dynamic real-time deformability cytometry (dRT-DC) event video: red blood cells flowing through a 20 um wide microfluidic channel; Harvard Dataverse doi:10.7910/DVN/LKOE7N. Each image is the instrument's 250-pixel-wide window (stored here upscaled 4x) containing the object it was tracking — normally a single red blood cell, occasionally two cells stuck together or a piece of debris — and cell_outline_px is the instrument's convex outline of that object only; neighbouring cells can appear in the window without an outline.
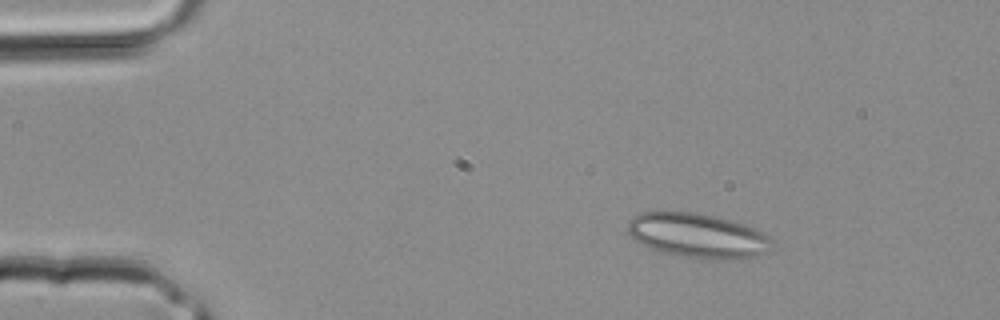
{"species": "common noctule bat (a hibernating species)", "species_latin": "Nyctalus noctula", "temperature_condition": "room temperature", "stored_images_in_passage": 2, "camera_frame_rate_fps": 3000, "um_per_image_px": 0.085, "animal": {"sex": "male", "body_mass_g": 20.4}, "frame": {"image": 1, "passage_image": 1, "time_ms": 0.0, "image_size_px": [1000, 320], "cell_outline_px": [[772, 244], [768, 252], [748, 260], [724, 260], [680, 256], [660, 252], [636, 240], [628, 232], [628, 220], [632, 216], [640, 212], [696, 212], [720, 216], [756, 228], [764, 232], [772, 240]], "centroid_in_image_um": [59.38, 20.03], "position_along_channel_um": 25.6, "area_um2": 38.03}}